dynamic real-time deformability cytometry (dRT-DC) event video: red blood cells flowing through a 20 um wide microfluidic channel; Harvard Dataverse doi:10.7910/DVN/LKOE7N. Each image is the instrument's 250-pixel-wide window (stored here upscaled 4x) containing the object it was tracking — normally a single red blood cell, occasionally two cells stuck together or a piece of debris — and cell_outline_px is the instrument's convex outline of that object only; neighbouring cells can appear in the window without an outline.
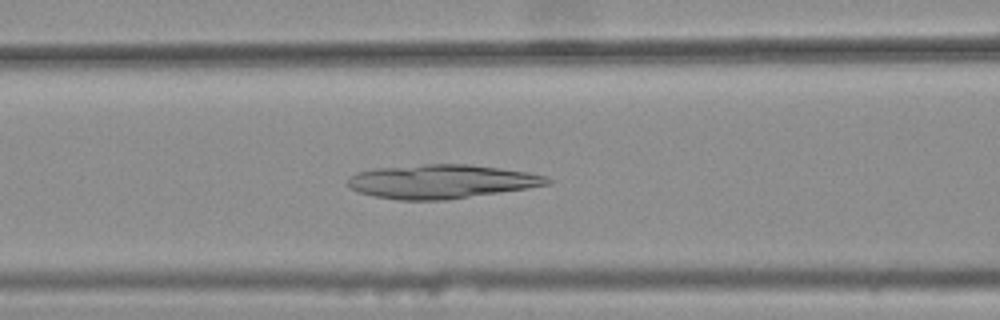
{"species": "common noctule bat (a hibernating species)", "species_latin": "Nyctalus noctula", "temperature_condition": "warm", "stored_images_in_passage": 42, "camera_frame_rate_fps": 3000, "um_per_image_px": 0.085, "animal": {"sex": "female", "body_mass_g": 25.1}, "frame": {"image": 1, "passage_image": 20, "time_ms": 6.333, "image_size_px": [1000, 320], "cell_outline_px": [[552, 184], [528, 188], [448, 200], [396, 200], [376, 196], [360, 192], [348, 188], [348, 180], [356, 172], [376, 168], [424, 164], [468, 164], [500, 168], [528, 172], [548, 176], [552, 180]], "centroid_in_image_um": [37.56, 15.43], "position_along_channel_um": 129.0, "area_um2": 39.54}}
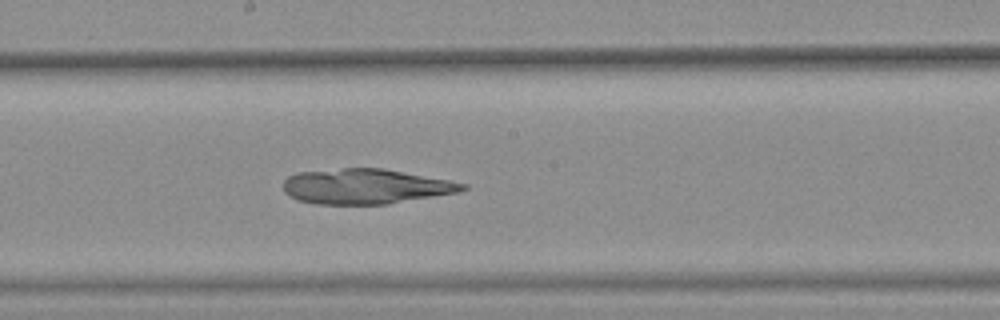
{"frame": {"image": 2, "passage_image": 27, "time_ms": 8.667, "image_size_px": [1000, 320], "cell_outline_px": [[468, 188], [460, 192], [388, 204], [316, 204], [296, 200], [284, 192], [284, 180], [288, 176], [296, 172], [344, 168], [384, 168], [448, 180], [468, 184]], "centroid_in_image_um": [31.07, 15.84], "position_along_channel_um": 217.1, "area_um2": 36.82}}
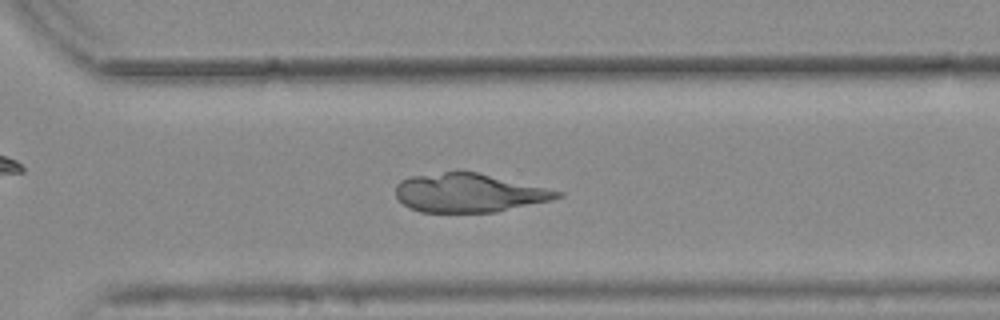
{"frame": {"image": 3, "passage_image": 36, "time_ms": 11.667, "image_size_px": [1000, 320], "cell_outline_px": [[564, 196], [552, 200], [496, 212], [420, 212], [408, 208], [396, 196], [396, 184], [400, 180], [408, 176], [456, 168], [460, 168], [564, 192]], "centroid_in_image_um": [39.81, 16.35], "position_along_channel_um": 330.8, "area_um2": 37.34}}